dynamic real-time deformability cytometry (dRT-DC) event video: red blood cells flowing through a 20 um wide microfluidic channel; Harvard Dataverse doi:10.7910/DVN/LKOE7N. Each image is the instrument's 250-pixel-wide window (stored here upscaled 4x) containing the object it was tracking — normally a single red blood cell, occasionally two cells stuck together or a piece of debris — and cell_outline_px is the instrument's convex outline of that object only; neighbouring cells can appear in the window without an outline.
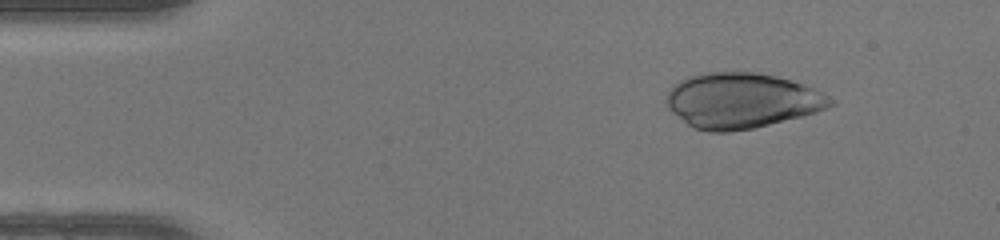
{"species": "human", "species_latin": "Homo sapiens", "temperature_condition": "warm", "stored_images_in_passage": 48, "camera_frame_rate_fps": 3000, "um_per_image_px": 0.085, "donor": {"sex": "female"}, "frame": {"image": 1, "passage_image": 6, "time_ms": 1.667, "image_size_px": [1000, 240], "cell_outline_px": [[836, 104], [828, 108], [816, 112], [752, 128], [728, 132], [708, 132], [692, 128], [672, 112], [668, 108], [664, 100], [672, 84], [688, 76], [708, 72], [756, 72], [776, 76], [804, 84], [828, 96]], "centroid_in_image_um": [62.99, 8.55], "position_along_channel_um": 22.0, "area_um2": 52.83}}
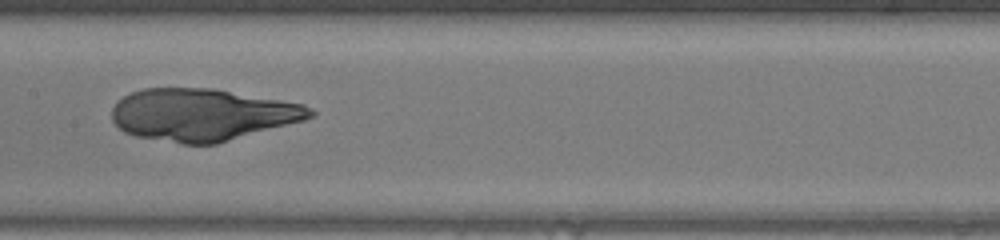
{"frame": {"image": 2, "passage_image": 24, "time_ms": 7.667, "image_size_px": [1000, 240], "cell_outline_px": [[316, 112], [312, 116], [304, 120], [216, 144], [184, 144], [136, 136], [124, 132], [112, 120], [112, 108], [116, 100], [132, 92], [144, 88], [212, 88], [304, 104], [312, 108]], "centroid_in_image_um": [17.18, 9.74], "position_along_channel_um": 190.2, "area_um2": 60.17}}
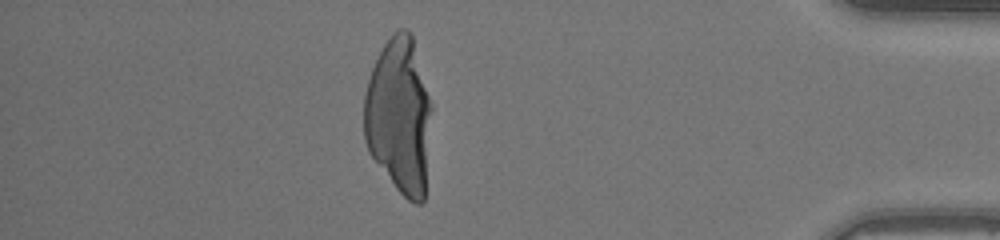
{"frame": {"image": 3, "passage_image": 42, "time_ms": 13.667, "image_size_px": [1000, 240], "cell_outline_px": [[432, 108], [424, 200], [420, 204], [416, 204], [408, 200], [396, 188], [368, 152], [364, 140], [364, 92], [372, 68], [384, 44], [392, 32], [400, 28], [408, 28], [412, 36], [432, 104]], "centroid_in_image_um": [33.93, 9.84], "position_along_channel_um": 401.3, "area_um2": 61.67}}